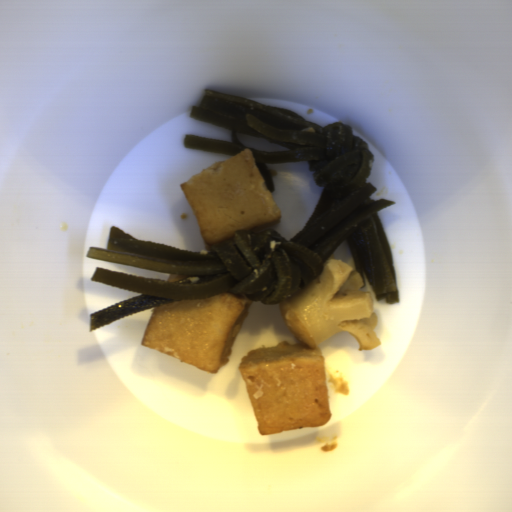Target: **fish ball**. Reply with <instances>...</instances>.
I'll return each instance as SVG.
<instances>
[{
    "label": "fish ball",
    "mask_w": 512,
    "mask_h": 512,
    "mask_svg": "<svg viewBox=\"0 0 512 512\" xmlns=\"http://www.w3.org/2000/svg\"><path fill=\"white\" fill-rule=\"evenodd\" d=\"M267 165L274 193L247 147L179 185L206 251L233 239L240 230H275L289 241L310 220L327 183L317 185L308 160Z\"/></svg>",
    "instance_id": "fish-ball-1"
},
{
    "label": "fish ball",
    "mask_w": 512,
    "mask_h": 512,
    "mask_svg": "<svg viewBox=\"0 0 512 512\" xmlns=\"http://www.w3.org/2000/svg\"><path fill=\"white\" fill-rule=\"evenodd\" d=\"M238 369L261 436L331 421L325 357L318 346L282 340L248 350Z\"/></svg>",
    "instance_id": "fish-ball-2"
},
{
    "label": "fish ball",
    "mask_w": 512,
    "mask_h": 512,
    "mask_svg": "<svg viewBox=\"0 0 512 512\" xmlns=\"http://www.w3.org/2000/svg\"><path fill=\"white\" fill-rule=\"evenodd\" d=\"M252 301L232 292L154 307L141 346L218 374L230 360Z\"/></svg>",
    "instance_id": "fish-ball-3"
},
{
    "label": "fish ball",
    "mask_w": 512,
    "mask_h": 512,
    "mask_svg": "<svg viewBox=\"0 0 512 512\" xmlns=\"http://www.w3.org/2000/svg\"><path fill=\"white\" fill-rule=\"evenodd\" d=\"M185 277H188L186 275H180V274H170L167 281H172V282H175V281H179L181 279H184Z\"/></svg>",
    "instance_id": "fish-ball-4"
}]
</instances>
